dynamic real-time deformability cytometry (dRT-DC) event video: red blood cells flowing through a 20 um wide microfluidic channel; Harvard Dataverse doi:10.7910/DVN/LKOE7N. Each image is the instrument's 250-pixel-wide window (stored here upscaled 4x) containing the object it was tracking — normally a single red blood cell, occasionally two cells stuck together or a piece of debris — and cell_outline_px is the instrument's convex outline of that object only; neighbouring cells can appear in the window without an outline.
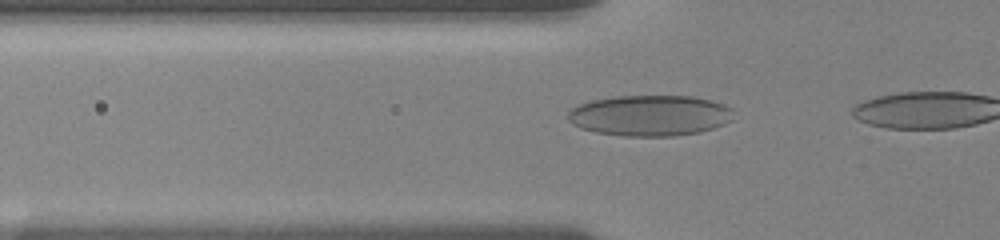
{"species": "human", "species_latin": "Homo sapiens", "temperature_condition": "room temperature", "stored_images_in_passage": 16, "camera_frame_rate_fps": 3000, "um_per_image_px": 0.085, "donor": {"sex": "female"}, "frame": {"image": 1, "passage_image": 14, "time_ms": 4.333, "image_size_px": [1000, 240], "cell_outline_px": [[732, 120], [724, 124], [700, 132], [676, 136], [624, 136], [596, 132], [580, 128], [572, 124], [568, 120], [568, 112], [572, 108], [580, 104], [592, 100], [616, 96], [692, 96], [712, 100], [724, 104], [732, 108]], "centroid_in_image_um": [55.25, 9.82], "position_along_channel_um": 70.6, "area_um2": 39.54}}